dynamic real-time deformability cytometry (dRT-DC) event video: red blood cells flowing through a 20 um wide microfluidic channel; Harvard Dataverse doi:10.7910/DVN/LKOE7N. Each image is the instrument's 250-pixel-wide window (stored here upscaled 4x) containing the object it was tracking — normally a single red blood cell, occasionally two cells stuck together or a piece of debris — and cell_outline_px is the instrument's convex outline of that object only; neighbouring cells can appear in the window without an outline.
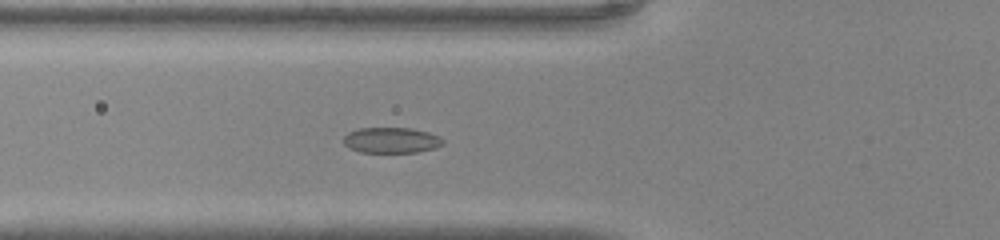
{"species": "common noctule bat (a hibernating species)", "species_latin": "Nyctalus noctula", "temperature_condition": "warm", "stored_images_in_passage": 41, "camera_frame_rate_fps": 3000, "um_per_image_px": 0.085, "animal": {"sex": "male", "body_mass_g": 20.0, "forearm_length_mm": 53.3}, "frame": {"image": 1, "passage_image": 12, "time_ms": 3.667, "image_size_px": [1000, 240], "cell_outline_px": [[444, 144], [436, 148], [416, 152], [360, 152], [348, 148], [344, 144], [344, 136], [348, 132], [360, 128], [412, 128], [428, 132], [440, 136], [444, 140]], "centroid_in_image_um": [33.28, 11.92], "position_along_channel_um": 92.5, "area_um2": 14.97}}
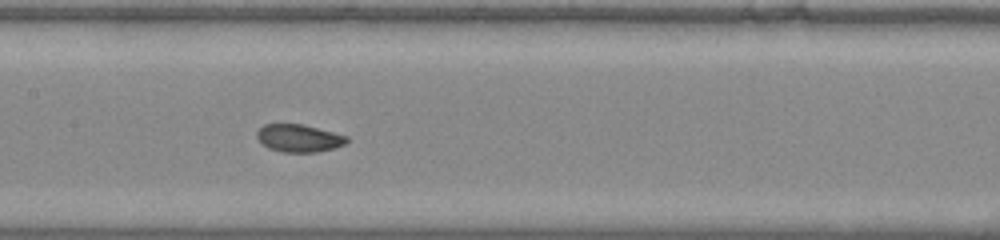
{"frame": {"image": 2, "passage_image": 18, "time_ms": 5.667, "image_size_px": [1000, 240], "cell_outline_px": [[348, 140], [344, 144], [332, 148], [316, 152], [284, 152], [268, 148], [256, 136], [256, 132], [264, 124], [300, 124], [348, 136]], "centroid_in_image_um": [25.38, 11.74], "position_along_channel_um": 182.0, "area_um2": 14.16}}
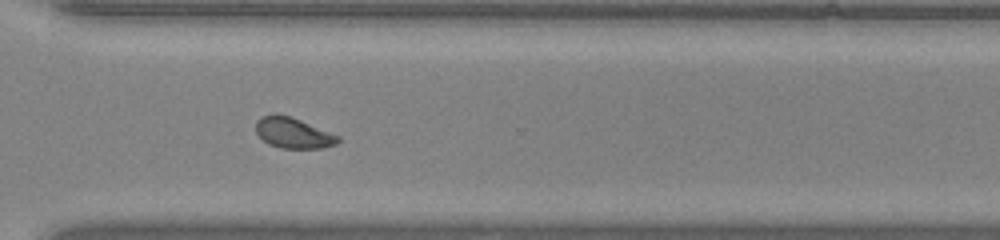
{"frame": {"image": 3, "passage_image": 29, "time_ms": 9.333, "image_size_px": [1000, 240], "cell_outline_px": [[340, 140], [336, 144], [320, 148], [280, 148], [268, 144], [256, 132], [256, 120], [260, 116], [272, 112], [276, 112], [292, 116], [340, 136]], "centroid_in_image_um": [24.89, 11.26], "position_along_channel_um": 345.7, "area_um2": 14.97}}